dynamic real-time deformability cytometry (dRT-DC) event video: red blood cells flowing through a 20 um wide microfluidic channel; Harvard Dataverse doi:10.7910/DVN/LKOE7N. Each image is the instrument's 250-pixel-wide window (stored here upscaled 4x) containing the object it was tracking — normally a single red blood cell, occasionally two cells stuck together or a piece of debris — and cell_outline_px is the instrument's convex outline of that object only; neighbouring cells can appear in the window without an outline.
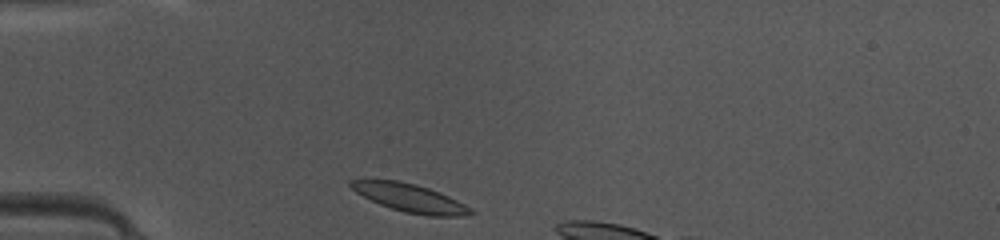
{"species": "common noctule bat (a hibernating species)", "species_latin": "Nyctalus noctula", "temperature_condition": "warm", "stored_images_in_passage": 6, "camera_frame_rate_fps": 3000, "um_per_image_px": 0.085, "animal": {"sex": "female", "body_mass_g": 10.0, "forearm_length_mm": 53.1}, "frame": {"image": 1, "passage_image": 1, "time_ms": 0.0, "image_size_px": [1000, 240], "cell_outline_px": [[476, 212], [460, 216], [428, 216], [404, 212], [380, 204], [356, 192], [348, 184], [348, 180], [400, 180], [416, 184], [428, 188], [448, 196], [472, 208]], "centroid_in_image_um": [34.86, 16.82], "position_along_channel_um": 50.1, "area_um2": 19.42}}